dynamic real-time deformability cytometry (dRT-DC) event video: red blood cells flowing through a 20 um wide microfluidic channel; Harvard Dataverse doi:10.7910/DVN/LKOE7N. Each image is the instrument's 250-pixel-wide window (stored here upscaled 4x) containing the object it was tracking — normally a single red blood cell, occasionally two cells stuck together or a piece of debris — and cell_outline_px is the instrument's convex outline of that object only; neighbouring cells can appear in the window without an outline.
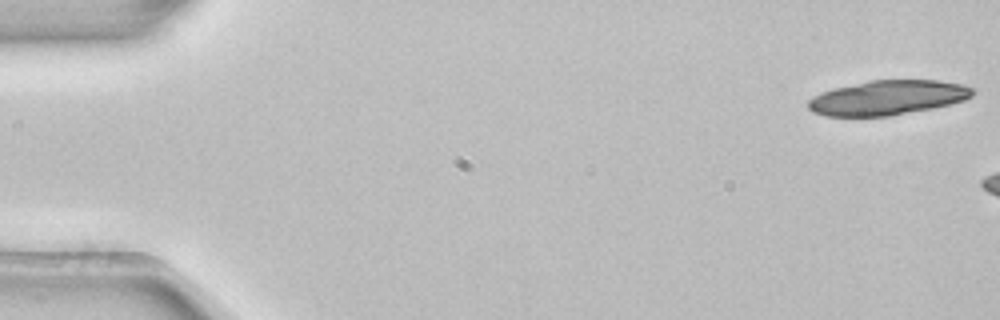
{"species": "common noctule bat (a hibernating species)", "species_latin": "Nyctalus noctula", "temperature_condition": "room temperature", "stored_images_in_passage": 6, "camera_frame_rate_fps": 3000, "um_per_image_px": 0.085, "animal": {"sex": "female", "body_mass_g": 22.7, "forearm_length_mm": 54.2}, "frame": {"image": 1, "passage_image": 1, "time_ms": 0.0, "image_size_px": [1000, 320], "cell_outline_px": [[976, 92], [972, 96], [964, 100], [932, 108], [888, 116], [824, 116], [812, 112], [808, 108], [808, 100], [812, 96], [820, 92], [832, 88], [868, 80], [936, 80], [960, 84], [972, 88]], "centroid_in_image_um": [75.39, 8.3], "position_along_channel_um": 9.6, "area_um2": 33.23}}